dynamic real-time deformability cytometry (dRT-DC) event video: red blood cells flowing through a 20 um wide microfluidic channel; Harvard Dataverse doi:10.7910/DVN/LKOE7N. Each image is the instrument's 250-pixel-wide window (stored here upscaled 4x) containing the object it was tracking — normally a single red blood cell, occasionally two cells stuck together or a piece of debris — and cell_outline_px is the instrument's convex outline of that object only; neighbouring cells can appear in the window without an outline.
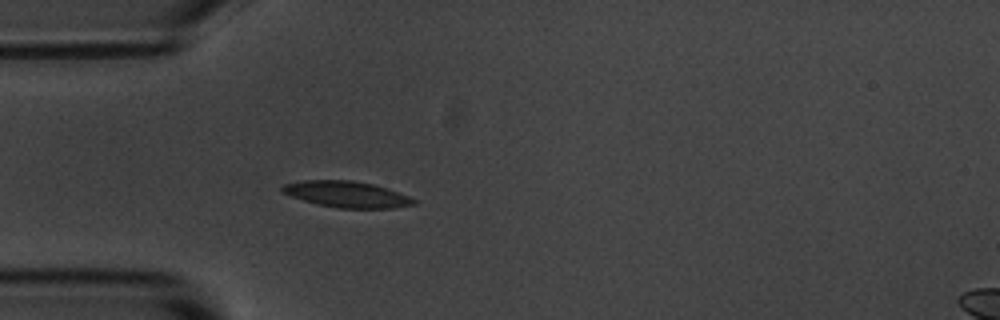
{"species": "common noctule bat (a hibernating species)", "species_latin": "Nyctalus noctula", "temperature_condition": "room temperature", "stored_images_in_passage": 4, "camera_frame_rate_fps": 3000, "um_per_image_px": 0.085, "animal": {"sex": "male", "body_mass_g": 20.1, "forearm_length_mm": 53.5}, "frame": {"image": 1, "passage_image": 4, "time_ms": 3.333, "image_size_px": [1000, 320], "cell_outline_px": [[416, 204], [396, 208], [336, 208], [304, 200], [280, 192], [280, 188], [284, 184], [304, 180], [352, 180], [372, 184], [408, 196], [416, 200]], "centroid_in_image_um": [29.45, 16.52], "position_along_channel_um": 55.5, "area_um2": 19.83}}